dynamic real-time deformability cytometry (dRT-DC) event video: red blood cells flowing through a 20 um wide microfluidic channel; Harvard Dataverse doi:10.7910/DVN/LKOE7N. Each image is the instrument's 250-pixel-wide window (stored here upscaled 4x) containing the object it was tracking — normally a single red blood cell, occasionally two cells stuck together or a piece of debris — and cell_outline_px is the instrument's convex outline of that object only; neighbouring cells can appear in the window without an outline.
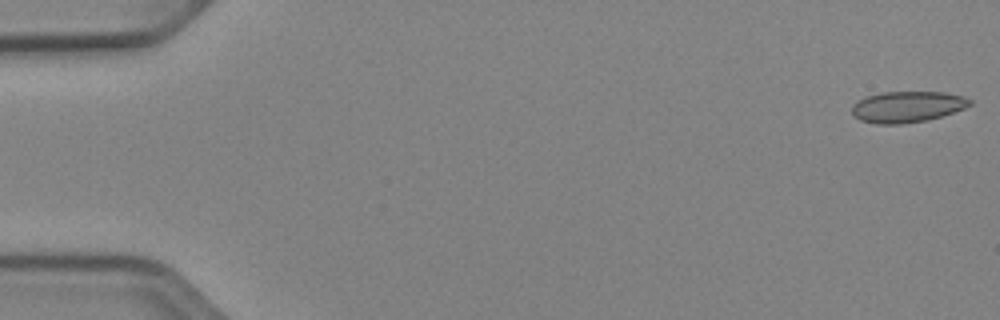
{"species": "Egyptian fruit bat (a non-hibernating species)", "species_latin": "Rousettus aegyptiacus", "temperature_condition": "cold", "stored_images_in_passage": 11, "camera_frame_rate_fps": 3000, "um_per_image_px": 0.085, "animal": {"sex": "female"}, "frame": {"image": 1, "passage_image": 1, "time_ms": 0.0, "image_size_px": [1000, 320], "cell_outline_px": [[972, 104], [964, 108], [928, 120], [900, 124], [876, 124], [860, 120], [852, 112], [852, 104], [868, 96], [884, 92], [944, 92], [964, 96], [972, 100]], "centroid_in_image_um": [77.13, 9.08], "position_along_channel_um": 7.9, "area_um2": 21.21}}